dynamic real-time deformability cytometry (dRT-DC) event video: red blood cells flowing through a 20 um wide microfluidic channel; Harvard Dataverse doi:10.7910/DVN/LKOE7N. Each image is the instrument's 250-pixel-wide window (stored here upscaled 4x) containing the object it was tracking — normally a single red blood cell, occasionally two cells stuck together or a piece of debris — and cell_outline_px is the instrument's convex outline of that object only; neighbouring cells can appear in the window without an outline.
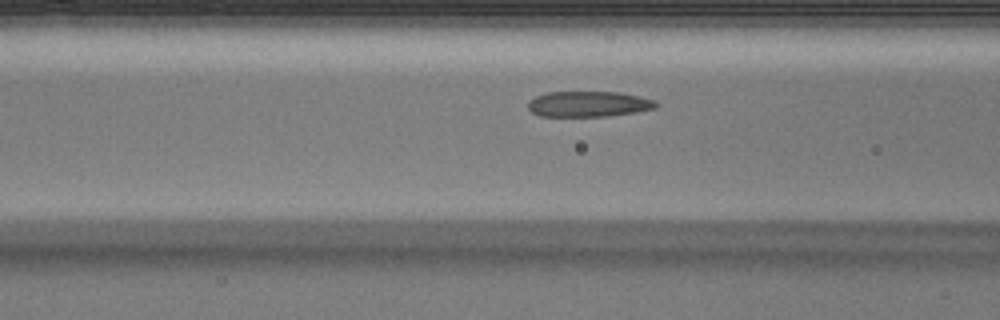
{"species": "Egyptian fruit bat (a non-hibernating species)", "species_latin": "Rousettus aegyptiacus", "temperature_condition": "warm", "stored_images_in_passage": 27, "camera_frame_rate_fps": 3000, "um_per_image_px": 0.085, "animal": {"sex": "male"}, "frame": {"image": 1, "passage_image": 6, "time_ms": 1.667, "image_size_px": [1000, 320], "cell_outline_px": [[660, 104], [656, 108], [636, 112], [608, 116], [540, 116], [532, 112], [528, 108], [528, 100], [536, 96], [548, 92], [620, 92], [640, 96], [656, 100]], "centroid_in_image_um": [50.06, 8.84], "position_along_channel_um": 116.5, "area_um2": 19.25}}
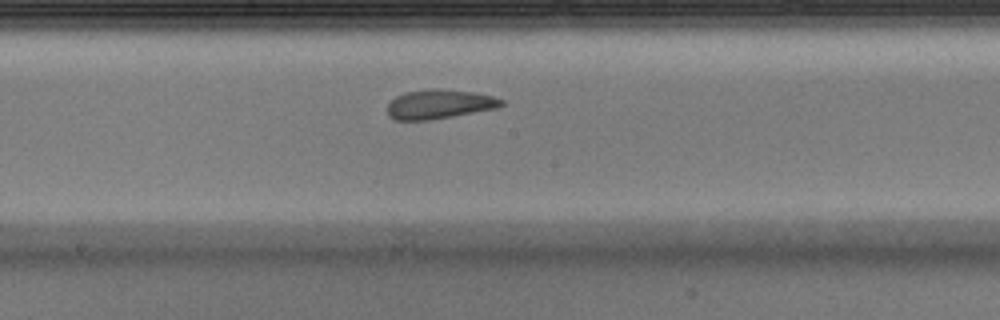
{"frame": {"image": 2, "passage_image": 13, "time_ms": 4.0, "image_size_px": [1000, 320], "cell_outline_px": [[504, 104], [500, 108], [428, 120], [396, 120], [388, 116], [388, 104], [396, 96], [404, 92], [432, 88], [436, 88], [476, 92], [492, 96], [504, 100]], "centroid_in_image_um": [37.37, 8.85], "position_along_channel_um": 210.8, "area_um2": 19.59}}
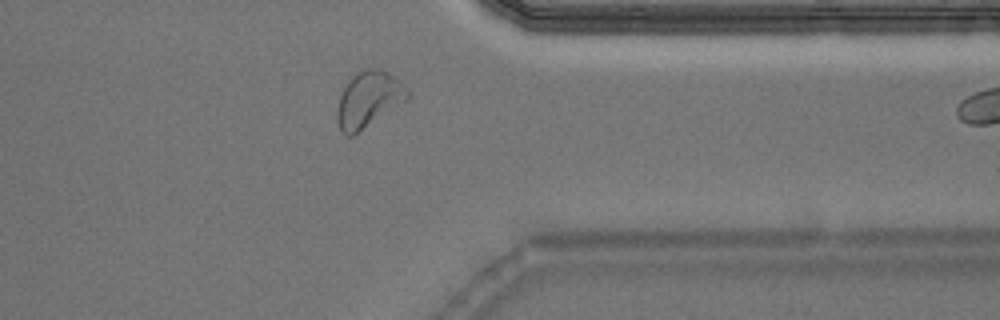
{"frame": {"image": 3, "passage_image": 26, "time_ms": 8.333, "image_size_px": [1000, 320], "cell_outline_px": [[408, 100], [352, 136], [344, 136], [340, 132], [336, 120], [336, 108], [340, 96], [348, 80], [356, 72], [364, 68], [380, 68], [396, 76], [404, 84], [408, 92]], "centroid_in_image_um": [31.31, 8.45], "position_along_channel_um": 380.1, "area_um2": 23.29}}